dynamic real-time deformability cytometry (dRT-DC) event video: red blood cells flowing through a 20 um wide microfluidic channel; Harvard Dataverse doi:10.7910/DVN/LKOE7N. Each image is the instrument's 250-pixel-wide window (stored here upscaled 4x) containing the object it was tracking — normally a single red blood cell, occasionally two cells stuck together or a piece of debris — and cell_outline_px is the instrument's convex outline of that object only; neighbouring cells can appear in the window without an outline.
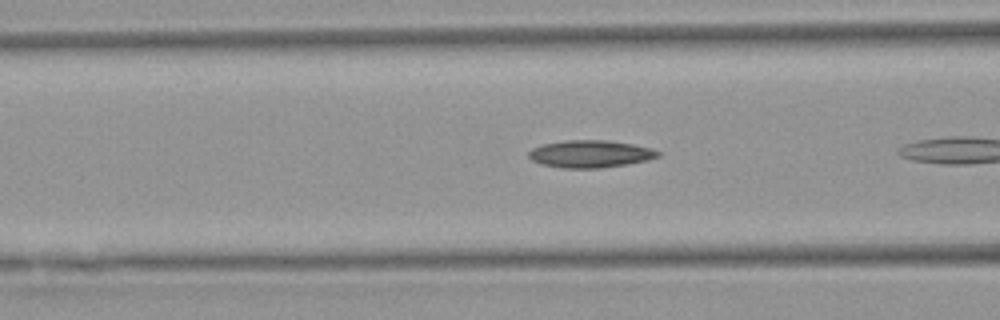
{"species": "Egyptian fruit bat (a non-hibernating species)", "species_latin": "Rousettus aegyptiacus", "temperature_condition": "warm", "stored_images_in_passage": 10, "camera_frame_rate_fps": 3000, "um_per_image_px": 0.085, "animal": {"sex": "female"}, "frame": {"image": 1, "passage_image": 4, "time_ms": 1.0, "image_size_px": [1000, 320], "cell_outline_px": [[660, 156], [648, 160], [628, 164], [600, 168], [564, 168], [540, 164], [532, 160], [528, 156], [528, 152], [532, 148], [540, 144], [564, 140], [608, 140], [632, 144], [652, 148], [660, 152]], "centroid_in_image_um": [50.16, 13.08], "position_along_channel_um": 116.4, "area_um2": 20.81}}
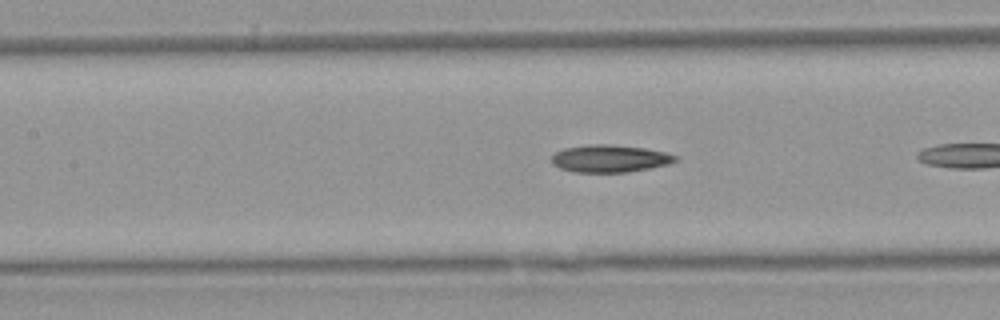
{"frame": {"image": 2, "passage_image": 7, "time_ms": 2.0, "image_size_px": [1000, 320], "cell_outline_px": [[680, 156], [676, 160], [668, 164], [628, 172], [576, 172], [560, 168], [552, 164], [552, 156], [556, 152], [564, 148], [588, 144], [608, 144], [644, 148], [664, 152]], "centroid_in_image_um": [51.82, 13.47], "position_along_channel_um": 155.6, "area_um2": 19.65}}